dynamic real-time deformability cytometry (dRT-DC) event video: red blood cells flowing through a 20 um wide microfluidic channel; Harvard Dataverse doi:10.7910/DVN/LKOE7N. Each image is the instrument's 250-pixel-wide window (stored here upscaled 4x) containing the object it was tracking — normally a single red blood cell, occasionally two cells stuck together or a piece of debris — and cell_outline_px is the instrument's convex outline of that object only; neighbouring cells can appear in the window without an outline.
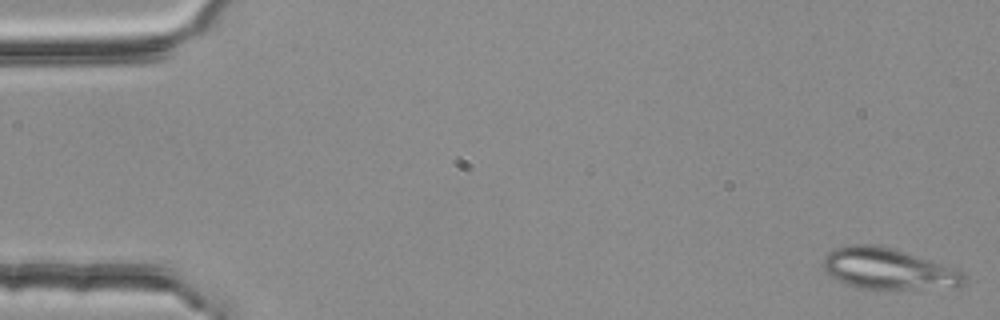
{"species": "common noctule bat (a hibernating species)", "species_latin": "Nyctalus noctula", "temperature_condition": "room temperature", "stored_images_in_passage": 4, "camera_frame_rate_fps": 3000, "um_per_image_px": 0.085, "animal": {"sex": "female", "body_mass_g": 25.1}, "frame": {"image": 1, "passage_image": 1, "time_ms": 0.0, "image_size_px": [1000, 320], "cell_outline_px": [[964, 284], [960, 288], [856, 288], [832, 276], [824, 268], [824, 256], [828, 252], [836, 248], [848, 244], [876, 244], [892, 248], [944, 264], [960, 272], [964, 276]], "centroid_in_image_um": [75.51, 22.84], "position_along_channel_um": 9.5, "area_um2": 33.29}}